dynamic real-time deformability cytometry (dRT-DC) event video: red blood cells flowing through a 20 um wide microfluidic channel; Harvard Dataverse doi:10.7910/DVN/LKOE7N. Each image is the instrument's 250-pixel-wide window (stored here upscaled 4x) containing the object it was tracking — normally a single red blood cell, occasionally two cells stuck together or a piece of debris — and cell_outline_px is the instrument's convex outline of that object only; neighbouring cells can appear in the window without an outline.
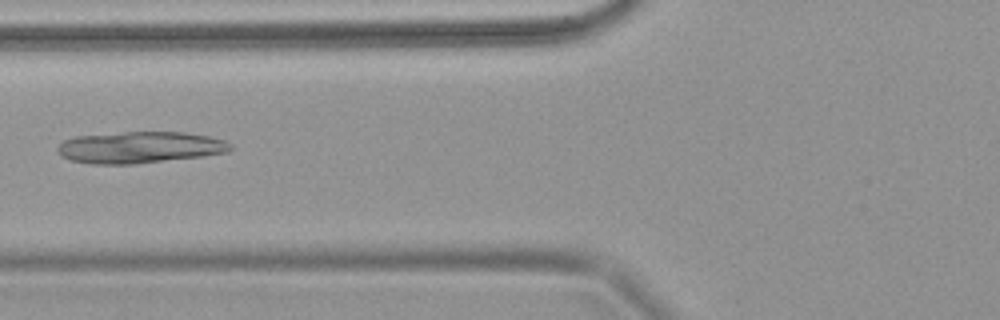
{"species": "common noctule bat (a hibernating species)", "species_latin": "Nyctalus noctula", "temperature_condition": "warm", "stored_images_in_passage": 11, "camera_frame_rate_fps": 3000, "um_per_image_px": 0.085, "animal": {"sex": "female", "body_mass_g": 18.4}, "frame": {"image": 1, "passage_image": 8, "time_ms": 2.333, "image_size_px": [1000, 320], "cell_outline_px": [[232, 148], [228, 152], [204, 156], [136, 164], [92, 164], [72, 160], [60, 156], [56, 148], [64, 140], [76, 136], [124, 132], [184, 132], [208, 136], [224, 140], [232, 144]], "centroid_in_image_um": [11.89, 12.53], "position_along_channel_um": 113.9, "area_um2": 31.91}}
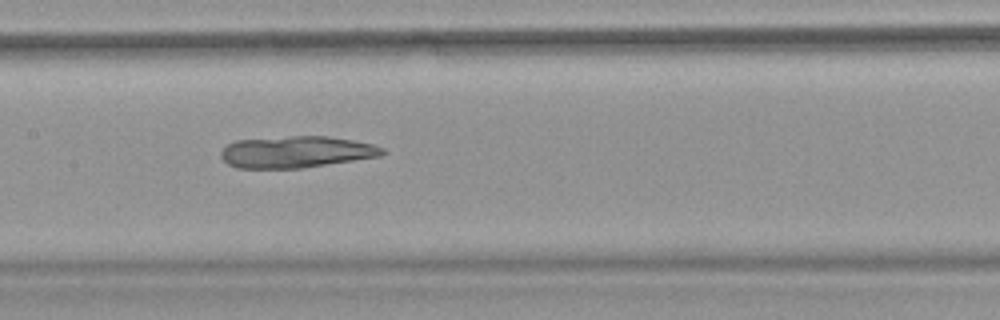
{"frame": {"image": 2, "passage_image": 10, "time_ms": 3.0, "image_size_px": [1000, 320], "cell_outline_px": [[388, 152], [380, 156], [304, 168], [236, 168], [228, 164], [220, 156], [220, 152], [228, 144], [236, 140], [288, 136], [328, 136], [352, 140], [372, 144], [384, 148]], "centroid_in_image_um": [25.19, 12.91], "position_along_channel_um": 182.2, "area_um2": 29.88}}